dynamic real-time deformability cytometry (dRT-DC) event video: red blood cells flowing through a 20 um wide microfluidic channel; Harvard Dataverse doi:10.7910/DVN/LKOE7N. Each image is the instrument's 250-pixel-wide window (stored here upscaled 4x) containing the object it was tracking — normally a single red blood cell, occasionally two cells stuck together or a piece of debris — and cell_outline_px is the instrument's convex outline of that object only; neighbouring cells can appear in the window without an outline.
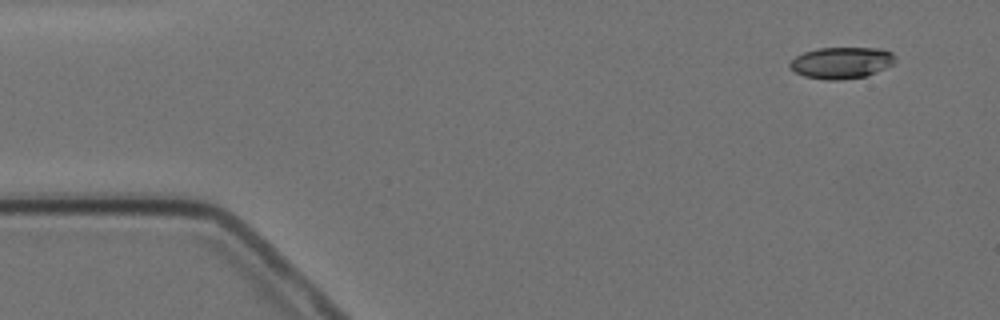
{"species": "Egyptian fruit bat (a non-hibernating species)", "species_latin": "Rousettus aegyptiacus", "temperature_condition": "cold", "stored_images_in_passage": 5, "camera_frame_rate_fps": 3000, "um_per_image_px": 0.085, "animal": {"sex": "female"}, "frame": {"image": 1, "passage_image": 1, "time_ms": 0.0, "image_size_px": [1000, 320], "cell_outline_px": [[896, 60], [892, 64], [876, 72], [864, 76], [840, 80], [824, 80], [804, 76], [788, 68], [788, 64], [796, 56], [804, 52], [816, 48], [880, 48], [892, 52]], "centroid_in_image_um": [71.49, 5.33], "position_along_channel_um": 13.5, "area_um2": 19.36}}
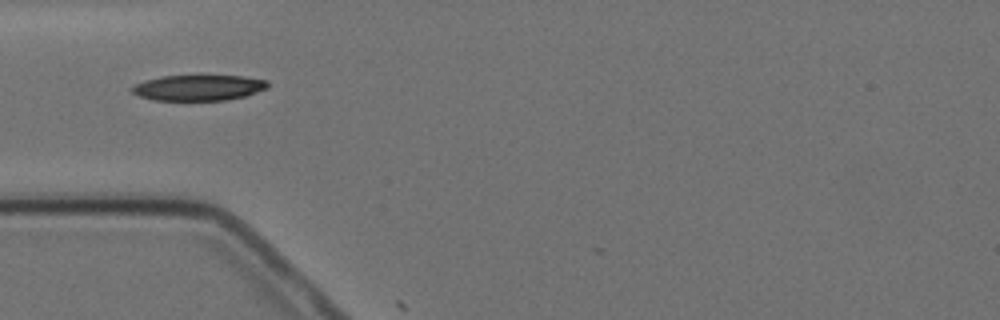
{"frame": {"image": 2, "passage_image": 4, "time_ms": 4.333, "image_size_px": [1000, 320], "cell_outline_px": [[268, 88], [244, 96], [228, 100], [152, 100], [140, 96], [132, 92], [132, 88], [136, 84], [144, 80], [160, 76], [244, 76], [268, 80]], "centroid_in_image_um": [16.89, 7.45], "position_along_channel_um": 68.1, "area_um2": 20.23}}